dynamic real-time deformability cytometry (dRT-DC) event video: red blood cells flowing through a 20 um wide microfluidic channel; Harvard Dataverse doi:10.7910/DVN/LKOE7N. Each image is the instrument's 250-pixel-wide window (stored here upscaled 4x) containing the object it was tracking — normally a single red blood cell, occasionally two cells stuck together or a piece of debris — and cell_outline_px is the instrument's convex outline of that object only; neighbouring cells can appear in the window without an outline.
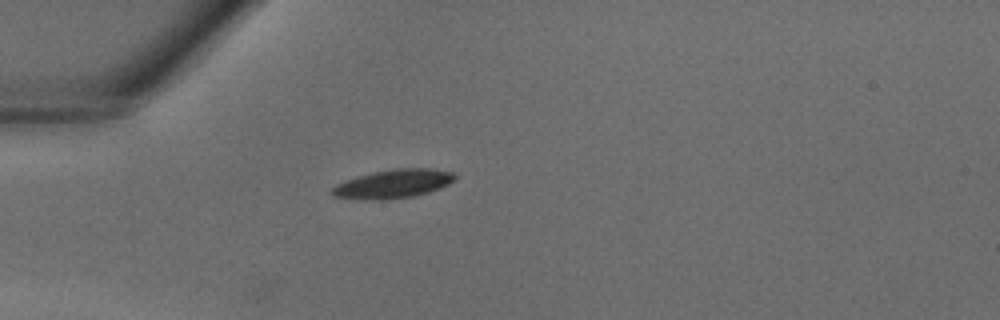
{"species": "common noctule bat (a hibernating species)", "species_latin": "Nyctalus noctula", "temperature_condition": "warm", "stored_images_in_passage": 25, "camera_frame_rate_fps": 3000, "um_per_image_px": 0.085, "animal": {"sex": "male", "body_mass_g": 18.8}, "frame": {"image": 1, "passage_image": 1, "time_ms": 0.0, "image_size_px": [1000, 320], "cell_outline_px": [[456, 176], [448, 184], [440, 188], [428, 192], [412, 196], [380, 200], [360, 200], [332, 196], [328, 192], [336, 184], [372, 172], [396, 168], [428, 168], [452, 172]], "centroid_in_image_um": [33.37, 15.64], "position_along_channel_um": 51.6, "area_um2": 20.4}}
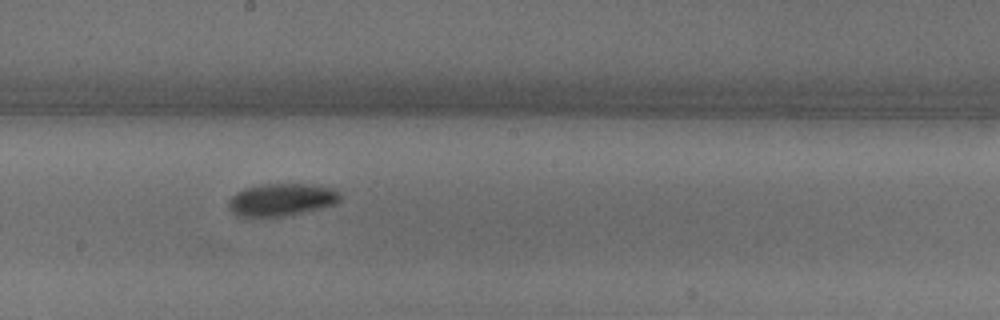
{"frame": {"image": 2, "passage_image": 12, "time_ms": 3.667, "image_size_px": [1000, 320], "cell_outline_px": [[340, 200], [332, 204], [320, 208], [284, 216], [236, 216], [228, 208], [228, 200], [236, 192], [244, 188], [264, 184], [304, 184], [336, 188], [340, 192]], "centroid_in_image_um": [23.9, 16.96], "position_along_channel_um": 224.3, "area_um2": 20.98}}
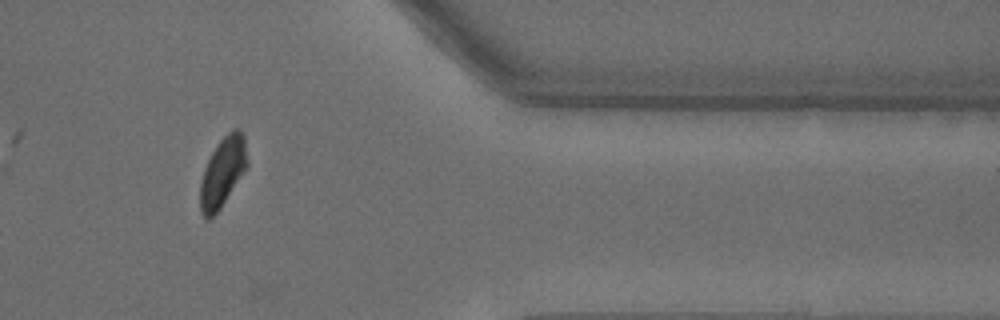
{"frame": {"image": 3, "passage_image": 23, "time_ms": 7.333, "image_size_px": [1000, 320], "cell_outline_px": [[248, 168], [220, 208], [208, 220], [200, 212], [200, 184], [204, 168], [216, 144], [232, 128], [240, 128], [244, 136], [248, 160]], "centroid_in_image_um": [18.95, 14.6], "position_along_channel_um": 392.5, "area_um2": 19.25}}